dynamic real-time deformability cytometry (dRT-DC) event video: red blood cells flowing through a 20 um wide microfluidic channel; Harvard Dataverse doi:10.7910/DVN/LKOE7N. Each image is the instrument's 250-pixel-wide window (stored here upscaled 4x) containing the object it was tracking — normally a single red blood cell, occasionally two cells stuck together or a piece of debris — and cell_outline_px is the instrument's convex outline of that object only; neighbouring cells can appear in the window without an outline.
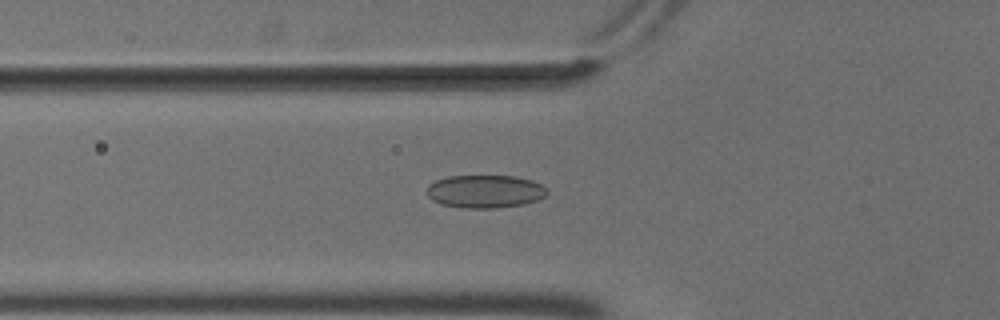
{"species": "common noctule bat (a hibernating species)", "species_latin": "Nyctalus noctula", "temperature_condition": "cold", "stored_images_in_passage": 55, "camera_frame_rate_fps": 3000, "um_per_image_px": 0.085, "animal": {"sex": "male", "body_mass_g": 18.8}, "frame": {"image": 1, "passage_image": 20, "time_ms": 6.333, "image_size_px": [1000, 320], "cell_outline_px": [[548, 192], [544, 196], [536, 200], [524, 204], [496, 208], [464, 208], [440, 204], [432, 200], [428, 196], [428, 184], [436, 180], [448, 176], [516, 176], [532, 180], [548, 188]], "centroid_in_image_um": [41.23, 16.27], "position_along_channel_um": 84.6, "area_um2": 23.18}}
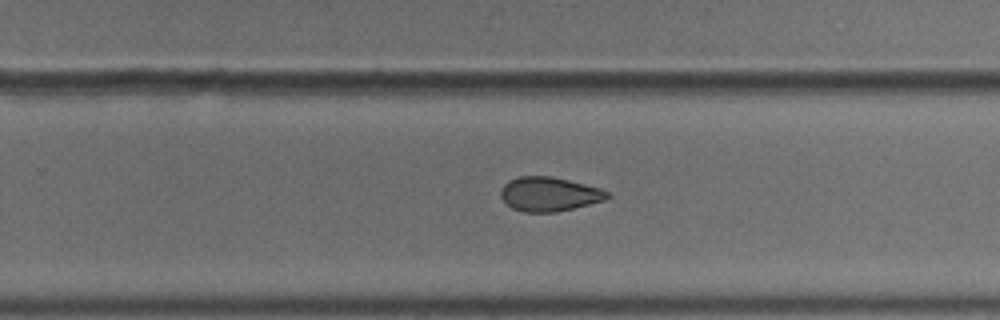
{"frame": {"image": 2, "passage_image": 36, "time_ms": 11.667, "image_size_px": [1000, 320], "cell_outline_px": [[612, 196], [604, 200], [556, 212], [524, 212], [512, 208], [500, 196], [500, 192], [504, 184], [508, 180], [520, 176], [552, 176], [600, 188], [608, 192]], "centroid_in_image_um": [46.66, 16.49], "position_along_channel_um": 283.1, "area_um2": 21.1}}
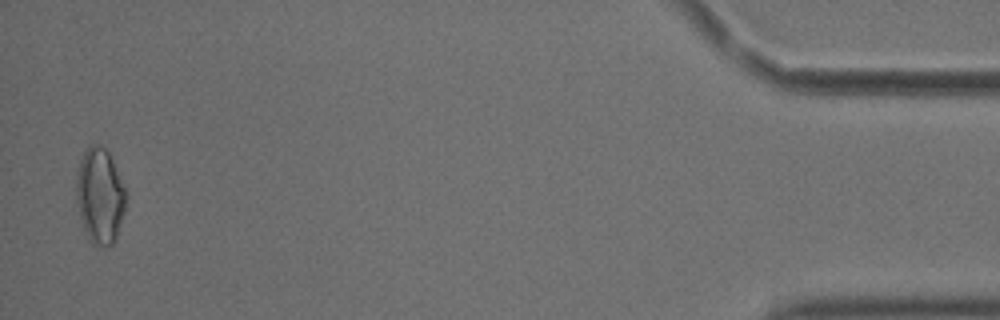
{"frame": {"image": 3, "passage_image": 54, "time_ms": 17.667, "image_size_px": [1000, 320], "cell_outline_px": [[124, 212], [116, 240], [112, 244], [104, 248], [92, 244], [84, 228], [80, 216], [76, 200], [76, 180], [80, 160], [84, 152], [92, 144], [96, 144], [104, 148], [108, 152], [112, 160], [124, 188]], "centroid_in_image_um": [8.47, 16.69], "position_along_channel_um": 426.7, "area_um2": 27.17}, "authors_computed_cell_mechanics": {"area_um2": 22.6576, "velocity_mm_per_s": 3.7009, "shape_relaxation_time_tau1_ms": null, "shape_relaxation_time_tau2_ms": 4.72, "deformation_change_tau1": null, "deformation_change_tau2": 0.0997}}